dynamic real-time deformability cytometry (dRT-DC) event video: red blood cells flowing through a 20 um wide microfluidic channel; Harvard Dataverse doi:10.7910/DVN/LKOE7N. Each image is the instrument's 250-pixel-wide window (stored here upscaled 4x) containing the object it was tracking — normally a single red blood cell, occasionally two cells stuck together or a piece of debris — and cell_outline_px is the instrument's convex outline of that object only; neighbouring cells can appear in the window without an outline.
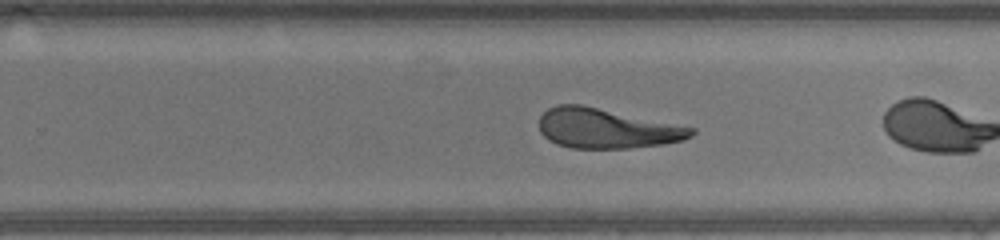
{"species": "human", "species_latin": "Homo sapiens", "temperature_condition": "warm", "stored_images_in_passage": 27, "camera_frame_rate_fps": 3000, "um_per_image_px": 0.085, "donor": {"sex": "male"}, "frame": {"image": 1, "passage_image": 20, "time_ms": 6.333, "image_size_px": [1000, 240], "cell_outline_px": [[696, 132], [692, 136], [684, 140], [664, 144], [628, 148], [572, 148], [556, 144], [548, 140], [540, 132], [540, 116], [548, 108], [556, 104], [584, 104], [696, 128]], "centroid_in_image_um": [51.57, 10.9], "position_along_channel_um": 278.2, "area_um2": 35.66}}